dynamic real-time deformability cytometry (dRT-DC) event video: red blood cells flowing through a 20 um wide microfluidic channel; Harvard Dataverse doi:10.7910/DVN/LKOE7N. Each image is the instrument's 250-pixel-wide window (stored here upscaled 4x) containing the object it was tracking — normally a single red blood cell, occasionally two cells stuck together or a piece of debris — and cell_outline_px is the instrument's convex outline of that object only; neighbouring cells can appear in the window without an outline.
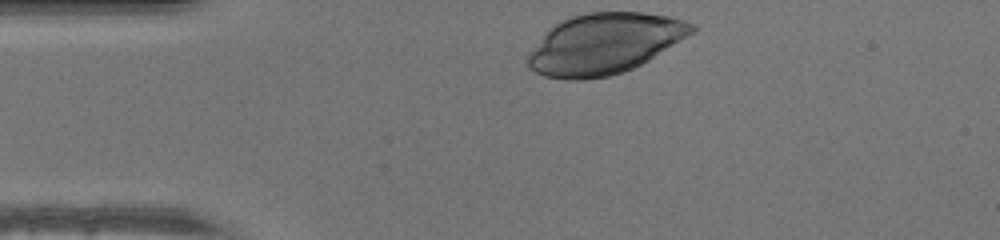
{"species": "human", "species_latin": "Homo sapiens", "temperature_condition": "warm", "stored_images_in_passage": 30, "camera_frame_rate_fps": 3000, "um_per_image_px": 0.085, "donor": {"sex": "male"}, "frame": {"image": 1, "passage_image": 1, "time_ms": 0.0, "image_size_px": [1000, 240], "cell_outline_px": [[700, 28], [696, 32], [648, 60], [632, 68], [608, 76], [584, 80], [568, 80], [544, 76], [528, 68], [528, 52], [548, 28], [552, 24], [572, 16], [588, 12], [644, 12], [668, 16], [684, 20], [696, 24]], "centroid_in_image_um": [51.38, 3.7], "position_along_channel_um": 33.6, "area_um2": 58.26}}